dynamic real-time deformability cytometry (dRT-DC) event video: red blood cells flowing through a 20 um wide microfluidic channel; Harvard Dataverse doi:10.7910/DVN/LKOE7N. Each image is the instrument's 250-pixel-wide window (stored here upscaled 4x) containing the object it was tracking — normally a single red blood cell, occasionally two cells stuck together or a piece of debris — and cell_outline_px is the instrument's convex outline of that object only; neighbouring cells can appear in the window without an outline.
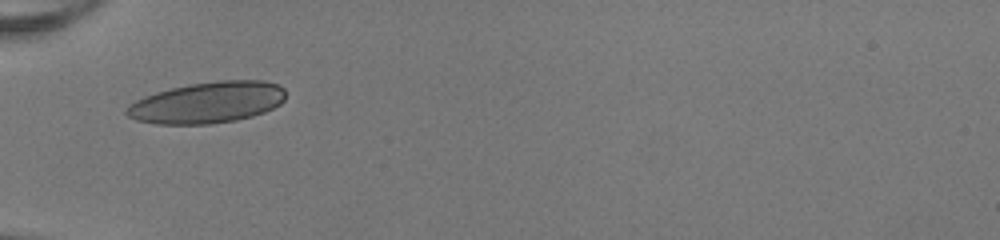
{"species": "human", "species_latin": "Homo sapiens", "temperature_condition": "room temperature", "stored_images_in_passage": 34, "camera_frame_rate_fps": 3000, "um_per_image_px": 0.085, "donor": {"sex": "female"}, "frame": {"image": 1, "passage_image": 1, "time_ms": 0.0, "image_size_px": [1000, 240], "cell_outline_px": [[284, 100], [280, 104], [264, 112], [252, 116], [236, 120], [212, 124], [156, 124], [136, 120], [128, 116], [124, 112], [124, 108], [128, 104], [144, 96], [156, 92], [172, 88], [192, 84], [220, 80], [264, 80], [280, 84], [284, 88]], "centroid_in_image_um": [17.62, 8.71], "position_along_channel_um": 67.4, "area_um2": 38.44}}
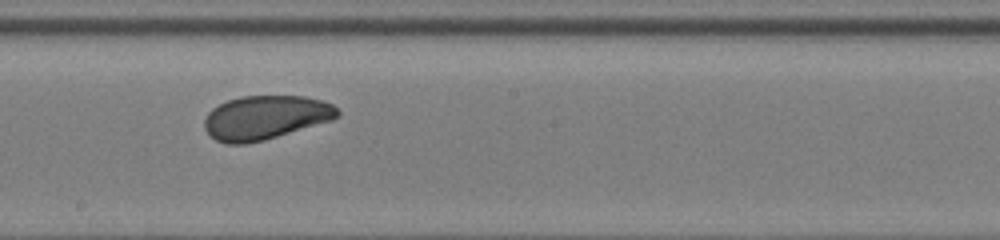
{"frame": {"image": 2, "passage_image": 13, "time_ms": 4.0, "image_size_px": [1000, 240], "cell_outline_px": [[340, 116], [332, 120], [264, 140], [244, 144], [224, 144], [216, 140], [204, 128], [204, 120], [208, 112], [212, 108], [228, 100], [240, 96], [304, 96], [320, 100], [332, 104], [340, 112]], "centroid_in_image_um": [22.55, 9.99], "position_along_channel_um": 225.7, "area_um2": 33.99}}
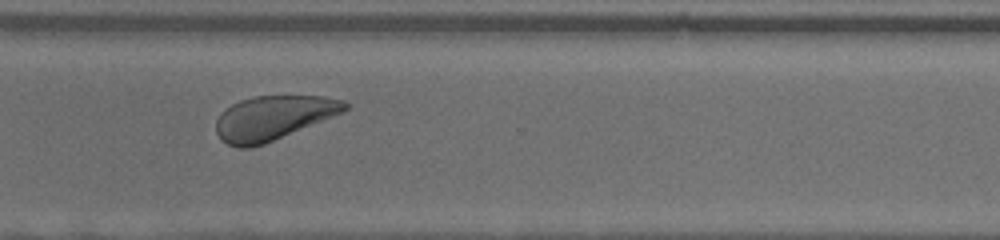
{"frame": {"image": 3, "passage_image": 22, "time_ms": 7.0, "image_size_px": [1000, 240], "cell_outline_px": [[348, 108], [344, 112], [264, 144], [252, 148], [236, 148], [220, 140], [216, 132], [216, 120], [220, 112], [232, 104], [240, 100], [252, 96], [324, 96], [344, 100], [348, 104]], "centroid_in_image_um": [23.2, 10.02], "position_along_channel_um": 347.4, "area_um2": 33.35}, "authors_computed_cell_mechanics": {"area_um2": 34.68, "velocity_mm_per_s": 4.0535, "shape_relaxation_time_tau1_ms": 1.6044, "shape_relaxation_time_tau2_ms": 4.8954, "deformation_change_tau1": 0.0871, "deformation_change_tau2": 0.1143}}